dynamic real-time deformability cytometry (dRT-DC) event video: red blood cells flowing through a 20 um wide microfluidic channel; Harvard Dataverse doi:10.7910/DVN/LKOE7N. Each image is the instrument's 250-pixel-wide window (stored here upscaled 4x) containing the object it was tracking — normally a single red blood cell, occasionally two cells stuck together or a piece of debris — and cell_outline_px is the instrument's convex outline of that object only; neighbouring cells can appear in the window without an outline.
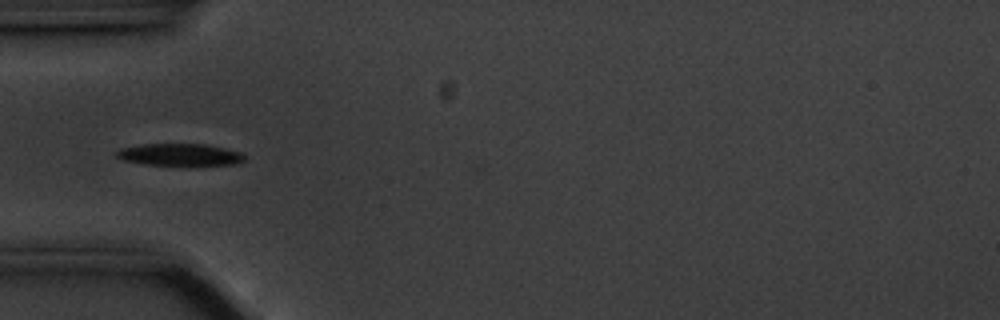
{"species": "common noctule bat (a hibernating species)", "species_latin": "Nyctalus noctula", "temperature_condition": "cold", "stored_images_in_passage": 36, "camera_frame_rate_fps": 3000, "um_per_image_px": 0.085, "animal": {"sex": "male", "body_mass_g": 20.1, "forearm_length_mm": 53.5}, "frame": {"image": 1, "passage_image": 1, "time_ms": 0.0, "image_size_px": [1000, 320], "cell_outline_px": [[244, 160], [236, 164], [192, 168], [184, 168], [144, 164], [124, 160], [112, 156], [112, 152], [120, 148], [144, 144], [204, 144], [224, 148], [240, 152], [244, 156]], "centroid_in_image_um": [15.25, 13.2], "position_along_channel_um": 69.7, "area_um2": 17.63}, "authors_computed_cell_mechanics": {"area_um2": 17.5712, "velocity_mm_per_s": 3.5149, "shape_relaxation_time_tau1_ms": 4.0583, "shape_relaxation_time_tau2_ms": null, "deformation_change_tau1": 0.1784, "deformation_change_tau2": null}}